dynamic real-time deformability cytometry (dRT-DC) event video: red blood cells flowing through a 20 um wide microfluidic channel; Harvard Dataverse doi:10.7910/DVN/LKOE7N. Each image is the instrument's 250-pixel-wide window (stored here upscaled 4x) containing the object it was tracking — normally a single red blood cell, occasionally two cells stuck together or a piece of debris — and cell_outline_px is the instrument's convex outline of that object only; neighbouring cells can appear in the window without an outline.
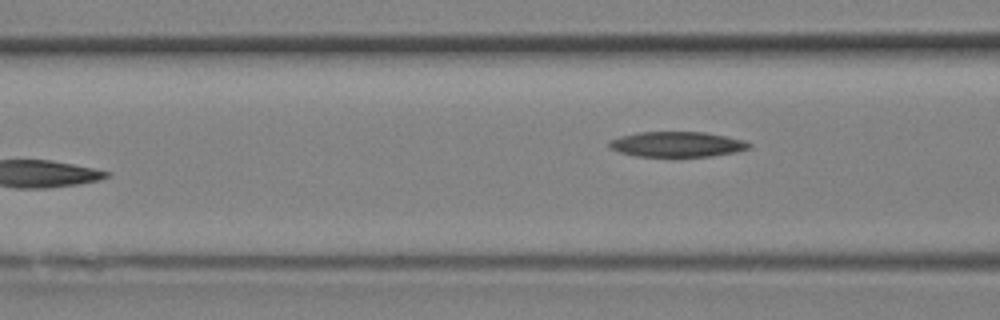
{"species": "Egyptian fruit bat (a non-hibernating species)", "species_latin": "Rousettus aegyptiacus", "temperature_condition": "room temperature", "stored_images_in_passage": 11, "segment_of_instrument_passage": [2, 2], "camera_frame_rate_fps": 3000, "um_per_image_px": 0.085, "animal": {"sex": "female"}, "frame": {"image": 1, "passage_image": 11, "time_ms": 3.333, "image_size_px": [1000, 320], "cell_outline_px": [[752, 148], [736, 152], [712, 156], [636, 156], [620, 152], [612, 148], [608, 144], [608, 140], [620, 136], [636, 132], [704, 132], [728, 136], [744, 140], [752, 144]], "centroid_in_image_um": [57.59, 12.25], "position_along_channel_um": 109.0, "area_um2": 20.69}}